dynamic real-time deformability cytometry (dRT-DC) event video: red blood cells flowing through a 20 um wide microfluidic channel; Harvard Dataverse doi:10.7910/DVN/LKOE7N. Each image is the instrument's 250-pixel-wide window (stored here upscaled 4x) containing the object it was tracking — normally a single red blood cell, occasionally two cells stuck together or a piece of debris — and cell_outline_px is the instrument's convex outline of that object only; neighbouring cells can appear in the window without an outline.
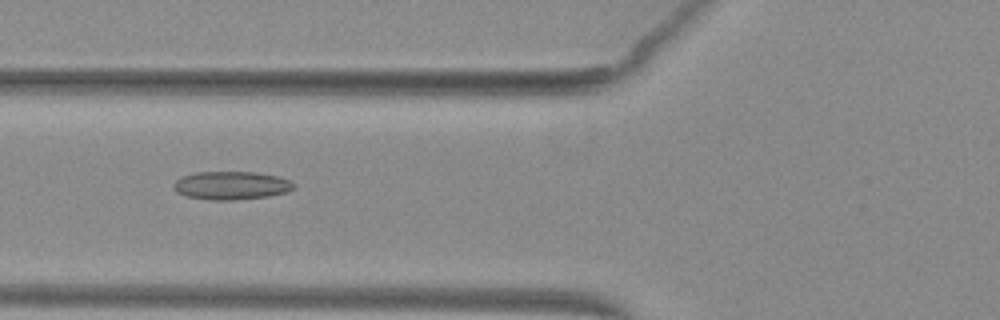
{"species": "common noctule bat (a hibernating species)", "species_latin": "Nyctalus noctula", "temperature_condition": "warm", "stored_images_in_passage": 38, "camera_frame_rate_fps": 3000, "um_per_image_px": 0.085, "animal": {"sex": "female", "body_mass_g": 29.2, "forearm_length_mm": 56.3}, "frame": {"image": 1, "passage_image": 7, "time_ms": 2.0, "image_size_px": [1000, 320], "cell_outline_px": [[296, 188], [288, 192], [268, 196], [236, 200], [212, 200], [188, 196], [176, 192], [172, 188], [172, 184], [176, 180], [184, 176], [196, 172], [256, 172], [276, 176], [288, 180], [296, 184]], "centroid_in_image_um": [19.67, 15.77], "position_along_channel_um": 106.1, "area_um2": 19.83}}
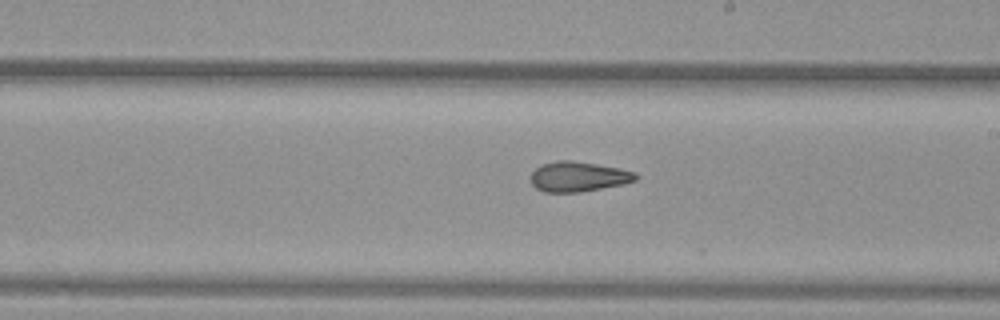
{"frame": {"image": 2, "passage_image": 17, "time_ms": 5.333, "image_size_px": [1000, 320], "cell_outline_px": [[640, 176], [636, 180], [624, 184], [580, 192], [544, 192], [536, 188], [532, 184], [532, 172], [540, 164], [556, 160], [572, 160], [620, 168], [636, 172]], "centroid_in_image_um": [49.18, 15.0], "position_along_channel_um": 239.8, "area_um2": 18.5}}
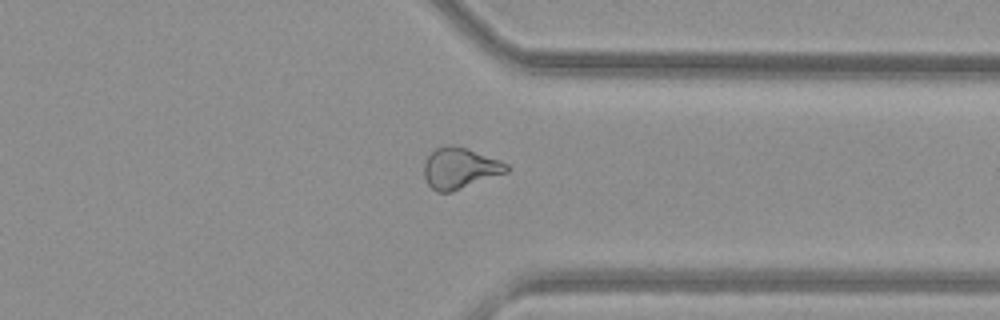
{"frame": {"image": 3, "passage_image": 27, "time_ms": 8.667, "image_size_px": [1000, 320], "cell_outline_px": [[512, 168], [508, 172], [452, 192], [436, 192], [428, 184], [424, 176], [424, 164], [428, 156], [436, 148], [452, 144], [468, 148], [500, 160], [508, 164]], "centroid_in_image_um": [39.12, 14.3], "position_along_channel_um": 372.3, "area_um2": 19.88}, "authors_computed_cell_mechanics": {"area_um2": 19.363, "velocity_mm_per_s": 4.0072, "shape_relaxation_time_tau1_ms": null, "shape_relaxation_time_tau2_ms": 1.8517, "deformation_change_tau1": null, "deformation_change_tau2": 0.0975}}